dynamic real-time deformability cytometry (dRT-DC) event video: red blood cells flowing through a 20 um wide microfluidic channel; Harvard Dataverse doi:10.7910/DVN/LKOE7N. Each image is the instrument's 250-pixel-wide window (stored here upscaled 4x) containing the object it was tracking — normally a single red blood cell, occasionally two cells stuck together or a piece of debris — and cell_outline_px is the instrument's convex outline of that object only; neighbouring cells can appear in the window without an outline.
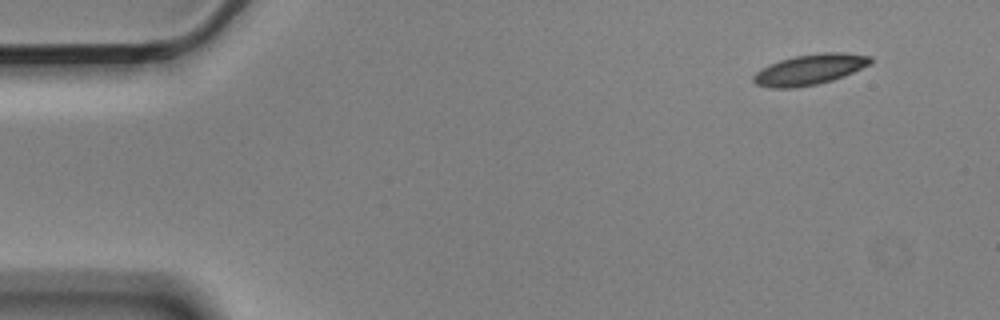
{"species": "Egyptian fruit bat (a non-hibernating species)", "species_latin": "Rousettus aegyptiacus", "temperature_condition": "cold", "stored_images_in_passage": 4, "camera_frame_rate_fps": 3000, "um_per_image_px": 0.085, "animal": {"sex": "male"}, "frame": {"image": 1, "passage_image": 1, "time_ms": 0.0, "image_size_px": [1000, 320], "cell_outline_px": [[872, 64], [844, 76], [832, 80], [816, 84], [796, 88], [772, 88], [756, 84], [752, 80], [752, 76], [756, 72], [768, 64], [780, 60], [796, 56], [820, 52], [844, 52], [872, 56]], "centroid_in_image_um": [68.85, 5.9], "position_along_channel_um": 16.2, "area_um2": 20.98}}
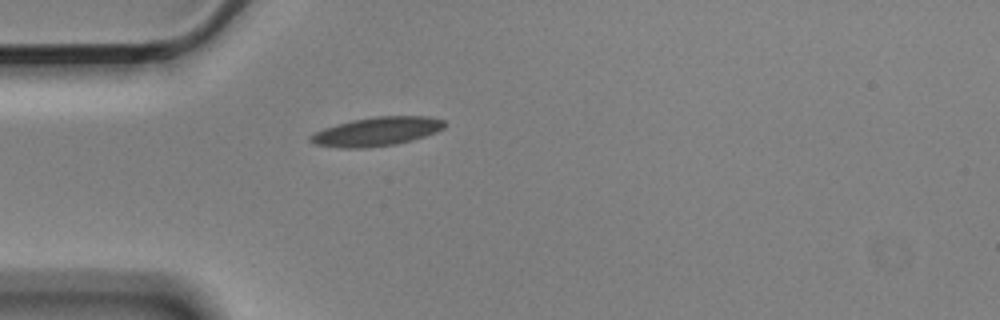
{"frame": {"image": 2, "passage_image": 4, "time_ms": 1.0, "image_size_px": [1000, 320], "cell_outline_px": [[448, 124], [444, 128], [436, 132], [412, 140], [396, 144], [364, 148], [340, 148], [316, 144], [308, 140], [308, 136], [324, 128], [336, 124], [352, 120], [376, 116], [428, 116], [444, 120]], "centroid_in_image_um": [32.04, 11.17], "position_along_channel_um": 53.0, "area_um2": 22.6}}